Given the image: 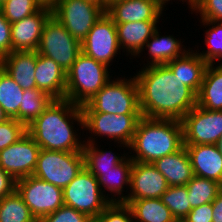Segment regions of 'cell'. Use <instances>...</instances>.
<instances>
[{
  "label": "cell",
  "mask_w": 222,
  "mask_h": 222,
  "mask_svg": "<svg viewBox=\"0 0 222 222\" xmlns=\"http://www.w3.org/2000/svg\"><path fill=\"white\" fill-rule=\"evenodd\" d=\"M140 70L135 78L143 117L181 121L196 106L197 95L166 64L144 66Z\"/></svg>",
  "instance_id": "1"
},
{
  "label": "cell",
  "mask_w": 222,
  "mask_h": 222,
  "mask_svg": "<svg viewBox=\"0 0 222 222\" xmlns=\"http://www.w3.org/2000/svg\"><path fill=\"white\" fill-rule=\"evenodd\" d=\"M73 121L83 130L81 106L68 99H54L26 130L41 149L82 152L84 141L79 139Z\"/></svg>",
  "instance_id": "2"
},
{
  "label": "cell",
  "mask_w": 222,
  "mask_h": 222,
  "mask_svg": "<svg viewBox=\"0 0 222 222\" xmlns=\"http://www.w3.org/2000/svg\"><path fill=\"white\" fill-rule=\"evenodd\" d=\"M184 146L183 125L180 120L141 117L128 146L134 153L133 162L153 163L179 151Z\"/></svg>",
  "instance_id": "3"
},
{
  "label": "cell",
  "mask_w": 222,
  "mask_h": 222,
  "mask_svg": "<svg viewBox=\"0 0 222 222\" xmlns=\"http://www.w3.org/2000/svg\"><path fill=\"white\" fill-rule=\"evenodd\" d=\"M81 109L82 113L141 115L135 76L111 79Z\"/></svg>",
  "instance_id": "4"
},
{
  "label": "cell",
  "mask_w": 222,
  "mask_h": 222,
  "mask_svg": "<svg viewBox=\"0 0 222 222\" xmlns=\"http://www.w3.org/2000/svg\"><path fill=\"white\" fill-rule=\"evenodd\" d=\"M109 70L81 52L66 74V99L80 106L87 103L111 80Z\"/></svg>",
  "instance_id": "5"
},
{
  "label": "cell",
  "mask_w": 222,
  "mask_h": 222,
  "mask_svg": "<svg viewBox=\"0 0 222 222\" xmlns=\"http://www.w3.org/2000/svg\"><path fill=\"white\" fill-rule=\"evenodd\" d=\"M83 168V152L41 149L33 176L64 189Z\"/></svg>",
  "instance_id": "6"
},
{
  "label": "cell",
  "mask_w": 222,
  "mask_h": 222,
  "mask_svg": "<svg viewBox=\"0 0 222 222\" xmlns=\"http://www.w3.org/2000/svg\"><path fill=\"white\" fill-rule=\"evenodd\" d=\"M83 132L88 130L91 136L83 138L84 143H95V139L105 136L118 143V147L128 148L130 145L138 121L142 115H122L110 113H82ZM91 131V132H90ZM94 134V135H93ZM94 136V138H93ZM95 136H97L95 138ZM87 140V141H85Z\"/></svg>",
  "instance_id": "7"
},
{
  "label": "cell",
  "mask_w": 222,
  "mask_h": 222,
  "mask_svg": "<svg viewBox=\"0 0 222 222\" xmlns=\"http://www.w3.org/2000/svg\"><path fill=\"white\" fill-rule=\"evenodd\" d=\"M36 52L53 59L67 72L81 53V42L51 15L44 24Z\"/></svg>",
  "instance_id": "8"
},
{
  "label": "cell",
  "mask_w": 222,
  "mask_h": 222,
  "mask_svg": "<svg viewBox=\"0 0 222 222\" xmlns=\"http://www.w3.org/2000/svg\"><path fill=\"white\" fill-rule=\"evenodd\" d=\"M64 205L82 212L92 219L111 203L102 193L98 179L85 167L63 189Z\"/></svg>",
  "instance_id": "9"
},
{
  "label": "cell",
  "mask_w": 222,
  "mask_h": 222,
  "mask_svg": "<svg viewBox=\"0 0 222 222\" xmlns=\"http://www.w3.org/2000/svg\"><path fill=\"white\" fill-rule=\"evenodd\" d=\"M16 191L36 220H41L64 205L62 188L33 175L17 180Z\"/></svg>",
  "instance_id": "10"
},
{
  "label": "cell",
  "mask_w": 222,
  "mask_h": 222,
  "mask_svg": "<svg viewBox=\"0 0 222 222\" xmlns=\"http://www.w3.org/2000/svg\"><path fill=\"white\" fill-rule=\"evenodd\" d=\"M104 13L101 7L86 0H59L52 8V16L80 42Z\"/></svg>",
  "instance_id": "11"
},
{
  "label": "cell",
  "mask_w": 222,
  "mask_h": 222,
  "mask_svg": "<svg viewBox=\"0 0 222 222\" xmlns=\"http://www.w3.org/2000/svg\"><path fill=\"white\" fill-rule=\"evenodd\" d=\"M184 145L216 144L222 135V110L194 106L181 120Z\"/></svg>",
  "instance_id": "12"
},
{
  "label": "cell",
  "mask_w": 222,
  "mask_h": 222,
  "mask_svg": "<svg viewBox=\"0 0 222 222\" xmlns=\"http://www.w3.org/2000/svg\"><path fill=\"white\" fill-rule=\"evenodd\" d=\"M120 50L116 24L104 13L82 40L81 52L110 67Z\"/></svg>",
  "instance_id": "13"
},
{
  "label": "cell",
  "mask_w": 222,
  "mask_h": 222,
  "mask_svg": "<svg viewBox=\"0 0 222 222\" xmlns=\"http://www.w3.org/2000/svg\"><path fill=\"white\" fill-rule=\"evenodd\" d=\"M41 148L26 133L16 143L0 151V167L16 181L33 175Z\"/></svg>",
  "instance_id": "14"
},
{
  "label": "cell",
  "mask_w": 222,
  "mask_h": 222,
  "mask_svg": "<svg viewBox=\"0 0 222 222\" xmlns=\"http://www.w3.org/2000/svg\"><path fill=\"white\" fill-rule=\"evenodd\" d=\"M168 188L167 180L152 163L133 162L130 192L123 203L128 204L131 200L160 198Z\"/></svg>",
  "instance_id": "15"
},
{
  "label": "cell",
  "mask_w": 222,
  "mask_h": 222,
  "mask_svg": "<svg viewBox=\"0 0 222 222\" xmlns=\"http://www.w3.org/2000/svg\"><path fill=\"white\" fill-rule=\"evenodd\" d=\"M52 15V9L42 7L36 13L11 24L12 52L36 51L45 22Z\"/></svg>",
  "instance_id": "16"
},
{
  "label": "cell",
  "mask_w": 222,
  "mask_h": 222,
  "mask_svg": "<svg viewBox=\"0 0 222 222\" xmlns=\"http://www.w3.org/2000/svg\"><path fill=\"white\" fill-rule=\"evenodd\" d=\"M164 9L154 0H122L110 5L105 12L115 24L159 21Z\"/></svg>",
  "instance_id": "17"
},
{
  "label": "cell",
  "mask_w": 222,
  "mask_h": 222,
  "mask_svg": "<svg viewBox=\"0 0 222 222\" xmlns=\"http://www.w3.org/2000/svg\"><path fill=\"white\" fill-rule=\"evenodd\" d=\"M194 176L214 180L222 185V154L216 144L184 145Z\"/></svg>",
  "instance_id": "18"
},
{
  "label": "cell",
  "mask_w": 222,
  "mask_h": 222,
  "mask_svg": "<svg viewBox=\"0 0 222 222\" xmlns=\"http://www.w3.org/2000/svg\"><path fill=\"white\" fill-rule=\"evenodd\" d=\"M66 74L53 59L37 53L36 88L54 99H66Z\"/></svg>",
  "instance_id": "19"
},
{
  "label": "cell",
  "mask_w": 222,
  "mask_h": 222,
  "mask_svg": "<svg viewBox=\"0 0 222 222\" xmlns=\"http://www.w3.org/2000/svg\"><path fill=\"white\" fill-rule=\"evenodd\" d=\"M36 51H15L0 59V66L23 89H35Z\"/></svg>",
  "instance_id": "20"
},
{
  "label": "cell",
  "mask_w": 222,
  "mask_h": 222,
  "mask_svg": "<svg viewBox=\"0 0 222 222\" xmlns=\"http://www.w3.org/2000/svg\"><path fill=\"white\" fill-rule=\"evenodd\" d=\"M191 49L166 65L182 81V84L188 86L197 95L209 63L198 54L197 50Z\"/></svg>",
  "instance_id": "21"
},
{
  "label": "cell",
  "mask_w": 222,
  "mask_h": 222,
  "mask_svg": "<svg viewBox=\"0 0 222 222\" xmlns=\"http://www.w3.org/2000/svg\"><path fill=\"white\" fill-rule=\"evenodd\" d=\"M132 165L133 161L129 156H127L120 164L116 165L111 170L91 172L98 179V183L103 195L111 203L125 201L126 195H124L123 192L129 193L128 190L130 189L128 188H130ZM124 188L127 190L124 191ZM106 189L108 193L110 191L111 194H106ZM109 196H111V198Z\"/></svg>",
  "instance_id": "22"
},
{
  "label": "cell",
  "mask_w": 222,
  "mask_h": 222,
  "mask_svg": "<svg viewBox=\"0 0 222 222\" xmlns=\"http://www.w3.org/2000/svg\"><path fill=\"white\" fill-rule=\"evenodd\" d=\"M159 21H140V22H126L116 24L117 37L120 49L123 52L131 54V57H139L143 53L145 43L154 34L158 28ZM125 49V50H124ZM133 55V56H132Z\"/></svg>",
  "instance_id": "23"
},
{
  "label": "cell",
  "mask_w": 222,
  "mask_h": 222,
  "mask_svg": "<svg viewBox=\"0 0 222 222\" xmlns=\"http://www.w3.org/2000/svg\"><path fill=\"white\" fill-rule=\"evenodd\" d=\"M152 165L165 177L169 186L186 185L194 177L185 146L175 153L155 160Z\"/></svg>",
  "instance_id": "24"
},
{
  "label": "cell",
  "mask_w": 222,
  "mask_h": 222,
  "mask_svg": "<svg viewBox=\"0 0 222 222\" xmlns=\"http://www.w3.org/2000/svg\"><path fill=\"white\" fill-rule=\"evenodd\" d=\"M160 33L161 32L157 28L154 34L145 43V47H143L142 51H144L145 48L148 49V58L151 60L149 61V59H147V64L144 63L143 66L165 65L175 58L182 56L189 50V48L187 49L181 43V39L179 41L173 35L161 36Z\"/></svg>",
  "instance_id": "25"
},
{
  "label": "cell",
  "mask_w": 222,
  "mask_h": 222,
  "mask_svg": "<svg viewBox=\"0 0 222 222\" xmlns=\"http://www.w3.org/2000/svg\"><path fill=\"white\" fill-rule=\"evenodd\" d=\"M196 105L208 110H222V64H208Z\"/></svg>",
  "instance_id": "26"
},
{
  "label": "cell",
  "mask_w": 222,
  "mask_h": 222,
  "mask_svg": "<svg viewBox=\"0 0 222 222\" xmlns=\"http://www.w3.org/2000/svg\"><path fill=\"white\" fill-rule=\"evenodd\" d=\"M127 205L131 208L134 222H175L176 220L160 198L131 200Z\"/></svg>",
  "instance_id": "27"
},
{
  "label": "cell",
  "mask_w": 222,
  "mask_h": 222,
  "mask_svg": "<svg viewBox=\"0 0 222 222\" xmlns=\"http://www.w3.org/2000/svg\"><path fill=\"white\" fill-rule=\"evenodd\" d=\"M54 100L50 95L35 88L24 90L19 107V122L25 127L38 118Z\"/></svg>",
  "instance_id": "28"
},
{
  "label": "cell",
  "mask_w": 222,
  "mask_h": 222,
  "mask_svg": "<svg viewBox=\"0 0 222 222\" xmlns=\"http://www.w3.org/2000/svg\"><path fill=\"white\" fill-rule=\"evenodd\" d=\"M23 93L24 90L0 66V106L9 118L19 121V107L22 103Z\"/></svg>",
  "instance_id": "29"
},
{
  "label": "cell",
  "mask_w": 222,
  "mask_h": 222,
  "mask_svg": "<svg viewBox=\"0 0 222 222\" xmlns=\"http://www.w3.org/2000/svg\"><path fill=\"white\" fill-rule=\"evenodd\" d=\"M97 143H84L83 156L84 167L90 172H102L113 169L120 164L127 156L124 153L122 156L98 148ZM126 155V156H125Z\"/></svg>",
  "instance_id": "30"
},
{
  "label": "cell",
  "mask_w": 222,
  "mask_h": 222,
  "mask_svg": "<svg viewBox=\"0 0 222 222\" xmlns=\"http://www.w3.org/2000/svg\"><path fill=\"white\" fill-rule=\"evenodd\" d=\"M187 192L191 209L205 203H211L222 190V185L218 182L194 176L187 184Z\"/></svg>",
  "instance_id": "31"
},
{
  "label": "cell",
  "mask_w": 222,
  "mask_h": 222,
  "mask_svg": "<svg viewBox=\"0 0 222 222\" xmlns=\"http://www.w3.org/2000/svg\"><path fill=\"white\" fill-rule=\"evenodd\" d=\"M29 207L17 191L0 200V222H35Z\"/></svg>",
  "instance_id": "32"
},
{
  "label": "cell",
  "mask_w": 222,
  "mask_h": 222,
  "mask_svg": "<svg viewBox=\"0 0 222 222\" xmlns=\"http://www.w3.org/2000/svg\"><path fill=\"white\" fill-rule=\"evenodd\" d=\"M202 25L208 27L205 33V44L207 50H203L200 52L198 50V54L209 64H218L219 60L222 59V21H210V20H201ZM212 26V27H211ZM200 52V53H199ZM222 64V63H221Z\"/></svg>",
  "instance_id": "33"
},
{
  "label": "cell",
  "mask_w": 222,
  "mask_h": 222,
  "mask_svg": "<svg viewBox=\"0 0 222 222\" xmlns=\"http://www.w3.org/2000/svg\"><path fill=\"white\" fill-rule=\"evenodd\" d=\"M160 200L170 209L176 220H183L191 211L186 185L169 186Z\"/></svg>",
  "instance_id": "34"
},
{
  "label": "cell",
  "mask_w": 222,
  "mask_h": 222,
  "mask_svg": "<svg viewBox=\"0 0 222 222\" xmlns=\"http://www.w3.org/2000/svg\"><path fill=\"white\" fill-rule=\"evenodd\" d=\"M41 8L37 0H5L0 5V11L11 24L36 13Z\"/></svg>",
  "instance_id": "35"
},
{
  "label": "cell",
  "mask_w": 222,
  "mask_h": 222,
  "mask_svg": "<svg viewBox=\"0 0 222 222\" xmlns=\"http://www.w3.org/2000/svg\"><path fill=\"white\" fill-rule=\"evenodd\" d=\"M94 222H134L131 208L123 202L110 203Z\"/></svg>",
  "instance_id": "36"
},
{
  "label": "cell",
  "mask_w": 222,
  "mask_h": 222,
  "mask_svg": "<svg viewBox=\"0 0 222 222\" xmlns=\"http://www.w3.org/2000/svg\"><path fill=\"white\" fill-rule=\"evenodd\" d=\"M26 133V127L14 118L0 123V151L16 143Z\"/></svg>",
  "instance_id": "37"
},
{
  "label": "cell",
  "mask_w": 222,
  "mask_h": 222,
  "mask_svg": "<svg viewBox=\"0 0 222 222\" xmlns=\"http://www.w3.org/2000/svg\"><path fill=\"white\" fill-rule=\"evenodd\" d=\"M192 11L200 14V20L222 21V0H193Z\"/></svg>",
  "instance_id": "38"
},
{
  "label": "cell",
  "mask_w": 222,
  "mask_h": 222,
  "mask_svg": "<svg viewBox=\"0 0 222 222\" xmlns=\"http://www.w3.org/2000/svg\"><path fill=\"white\" fill-rule=\"evenodd\" d=\"M40 222H94L90 216L63 205L55 212L44 216Z\"/></svg>",
  "instance_id": "39"
},
{
  "label": "cell",
  "mask_w": 222,
  "mask_h": 222,
  "mask_svg": "<svg viewBox=\"0 0 222 222\" xmlns=\"http://www.w3.org/2000/svg\"><path fill=\"white\" fill-rule=\"evenodd\" d=\"M12 52L11 23L0 11V59Z\"/></svg>",
  "instance_id": "40"
},
{
  "label": "cell",
  "mask_w": 222,
  "mask_h": 222,
  "mask_svg": "<svg viewBox=\"0 0 222 222\" xmlns=\"http://www.w3.org/2000/svg\"><path fill=\"white\" fill-rule=\"evenodd\" d=\"M212 213V202L205 203L198 207L192 208L183 220L186 222H212Z\"/></svg>",
  "instance_id": "41"
},
{
  "label": "cell",
  "mask_w": 222,
  "mask_h": 222,
  "mask_svg": "<svg viewBox=\"0 0 222 222\" xmlns=\"http://www.w3.org/2000/svg\"><path fill=\"white\" fill-rule=\"evenodd\" d=\"M16 191V180L0 167V200Z\"/></svg>",
  "instance_id": "42"
},
{
  "label": "cell",
  "mask_w": 222,
  "mask_h": 222,
  "mask_svg": "<svg viewBox=\"0 0 222 222\" xmlns=\"http://www.w3.org/2000/svg\"><path fill=\"white\" fill-rule=\"evenodd\" d=\"M212 222H222V190L217 194L216 198L212 201Z\"/></svg>",
  "instance_id": "43"
},
{
  "label": "cell",
  "mask_w": 222,
  "mask_h": 222,
  "mask_svg": "<svg viewBox=\"0 0 222 222\" xmlns=\"http://www.w3.org/2000/svg\"><path fill=\"white\" fill-rule=\"evenodd\" d=\"M42 7L53 8L59 0H37Z\"/></svg>",
  "instance_id": "44"
},
{
  "label": "cell",
  "mask_w": 222,
  "mask_h": 222,
  "mask_svg": "<svg viewBox=\"0 0 222 222\" xmlns=\"http://www.w3.org/2000/svg\"><path fill=\"white\" fill-rule=\"evenodd\" d=\"M154 1H156L163 9L166 7V3L168 2V1H170V0H154ZM172 1V0H171ZM183 3H184V1L188 4V6H189V8H190V10H191V8H192V4H193V0H181ZM165 6V7H164Z\"/></svg>",
  "instance_id": "45"
},
{
  "label": "cell",
  "mask_w": 222,
  "mask_h": 222,
  "mask_svg": "<svg viewBox=\"0 0 222 222\" xmlns=\"http://www.w3.org/2000/svg\"><path fill=\"white\" fill-rule=\"evenodd\" d=\"M86 1H89L97 6L101 7L106 12L105 0H86Z\"/></svg>",
  "instance_id": "46"
},
{
  "label": "cell",
  "mask_w": 222,
  "mask_h": 222,
  "mask_svg": "<svg viewBox=\"0 0 222 222\" xmlns=\"http://www.w3.org/2000/svg\"><path fill=\"white\" fill-rule=\"evenodd\" d=\"M8 119H10L8 117V115L5 113V111L3 110V108L0 106V123H3L5 121H7Z\"/></svg>",
  "instance_id": "47"
},
{
  "label": "cell",
  "mask_w": 222,
  "mask_h": 222,
  "mask_svg": "<svg viewBox=\"0 0 222 222\" xmlns=\"http://www.w3.org/2000/svg\"><path fill=\"white\" fill-rule=\"evenodd\" d=\"M118 1H122V0H105L106 11L110 5H112L113 3L118 2Z\"/></svg>",
  "instance_id": "48"
},
{
  "label": "cell",
  "mask_w": 222,
  "mask_h": 222,
  "mask_svg": "<svg viewBox=\"0 0 222 222\" xmlns=\"http://www.w3.org/2000/svg\"><path fill=\"white\" fill-rule=\"evenodd\" d=\"M218 149H219V152L222 154V135L221 137L219 138L218 142L216 143Z\"/></svg>",
  "instance_id": "49"
},
{
  "label": "cell",
  "mask_w": 222,
  "mask_h": 222,
  "mask_svg": "<svg viewBox=\"0 0 222 222\" xmlns=\"http://www.w3.org/2000/svg\"><path fill=\"white\" fill-rule=\"evenodd\" d=\"M175 222H186L185 220H175Z\"/></svg>",
  "instance_id": "50"
}]
</instances>
